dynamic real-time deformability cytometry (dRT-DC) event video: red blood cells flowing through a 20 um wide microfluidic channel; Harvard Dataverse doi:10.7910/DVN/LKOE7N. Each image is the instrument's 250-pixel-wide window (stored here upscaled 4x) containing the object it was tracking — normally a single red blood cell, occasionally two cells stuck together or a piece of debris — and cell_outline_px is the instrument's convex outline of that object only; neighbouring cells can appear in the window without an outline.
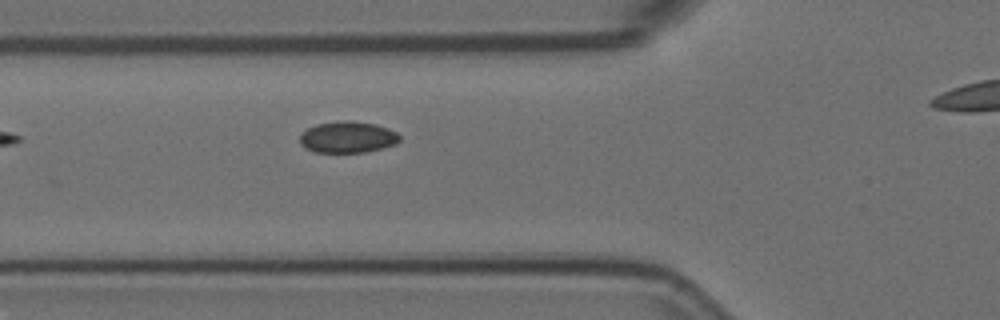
{"species": "Egyptian fruit bat (a non-hibernating species)", "species_latin": "Rousettus aegyptiacus", "temperature_condition": "room temperature", "stored_images_in_passage": 5, "segment_of_instrument_passage": [1, 2], "camera_frame_rate_fps": 3000, "um_per_image_px": 0.085, "animal": {"sex": "female"}, "frame": {"image": 1, "passage_image": 4, "time_ms": 1.0, "image_size_px": [1000, 320], "cell_outline_px": [[400, 140], [396, 144], [364, 152], [316, 152], [304, 148], [300, 144], [300, 136], [308, 128], [316, 124], [344, 120], [348, 120], [376, 124], [388, 128], [396, 132], [400, 136]], "centroid_in_image_um": [29.55, 11.65], "position_along_channel_um": 96.3, "area_um2": 18.21}}